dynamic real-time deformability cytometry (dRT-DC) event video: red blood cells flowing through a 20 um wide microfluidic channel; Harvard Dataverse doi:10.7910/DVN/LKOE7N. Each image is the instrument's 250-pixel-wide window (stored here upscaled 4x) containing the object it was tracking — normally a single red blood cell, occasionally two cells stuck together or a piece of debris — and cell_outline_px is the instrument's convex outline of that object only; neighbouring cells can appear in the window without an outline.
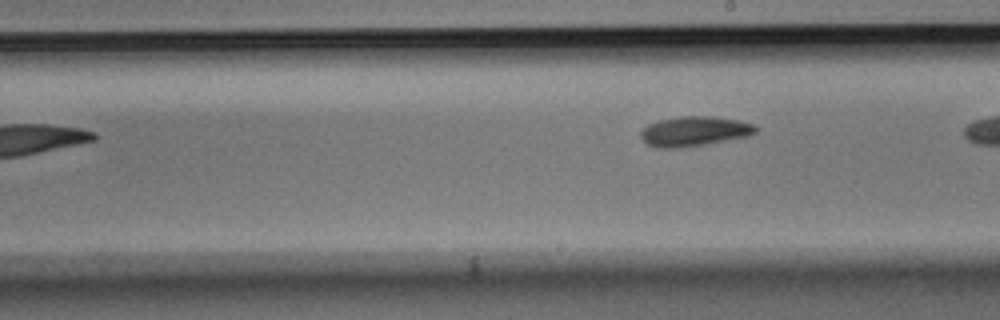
{"species": "Egyptian fruit bat (a non-hibernating species)", "species_latin": "Rousettus aegyptiacus", "temperature_condition": "room temperature", "stored_images_in_passage": 6, "camera_frame_rate_fps": 3000, "um_per_image_px": 0.085, "animal": {"sex": "male"}, "frame": {"image": 1, "passage_image": 6, "time_ms": 1.667, "image_size_px": [1000, 320], "cell_outline_px": [[760, 128], [752, 136], [680, 148], [656, 148], [648, 144], [640, 136], [640, 132], [648, 124], [656, 120], [680, 116], [712, 116], [740, 120], [756, 124]], "centroid_in_image_um": [59.07, 11.15], "position_along_channel_um": 229.9, "area_um2": 20.35}}